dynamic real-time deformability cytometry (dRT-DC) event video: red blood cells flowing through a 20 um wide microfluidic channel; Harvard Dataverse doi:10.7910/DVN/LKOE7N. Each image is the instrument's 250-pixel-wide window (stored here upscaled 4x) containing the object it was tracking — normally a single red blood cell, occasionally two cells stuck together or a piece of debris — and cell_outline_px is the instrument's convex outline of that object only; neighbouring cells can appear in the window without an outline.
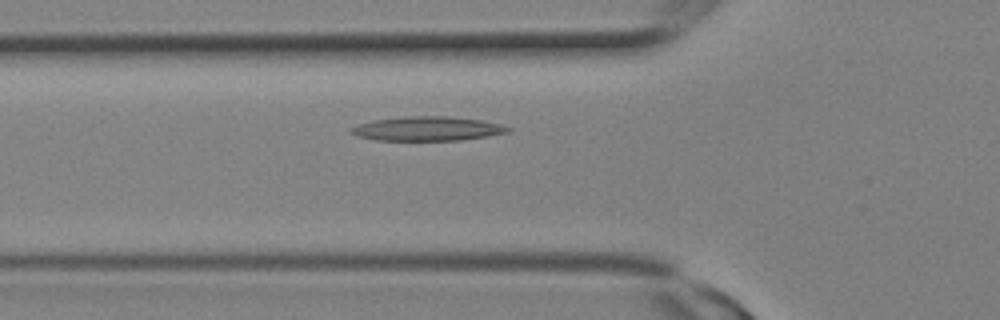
{"species": "Egyptian fruit bat (a non-hibernating species)", "species_latin": "Rousettus aegyptiacus", "temperature_condition": "room temperature", "stored_images_in_passage": 7, "camera_frame_rate_fps": 3000, "um_per_image_px": 0.085, "animal": {"sex": "female"}, "frame": {"image": 1, "passage_image": 2, "time_ms": 0.333, "image_size_px": [1000, 320], "cell_outline_px": [[512, 128], [508, 132], [488, 136], [460, 140], [376, 140], [356, 136], [348, 128], [372, 120], [404, 116], [448, 116], [480, 120], [500, 124]], "centroid_in_image_um": [36.31, 10.93], "position_along_channel_um": 89.5, "area_um2": 22.08}}
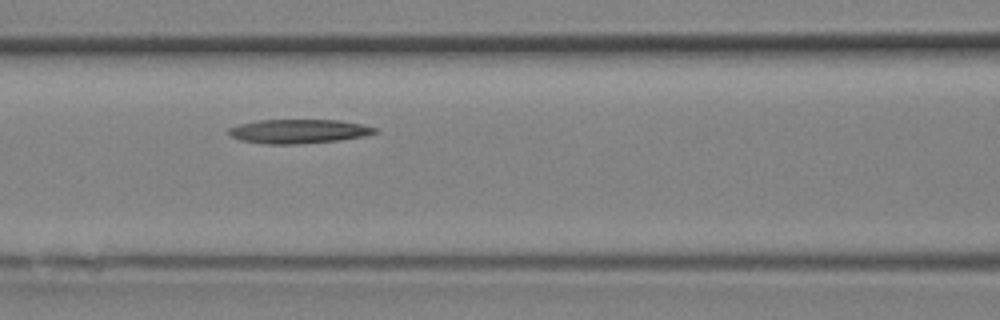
{"frame": {"image": 2, "passage_image": 4, "time_ms": 1.0, "image_size_px": [1000, 320], "cell_outline_px": [[380, 132], [364, 136], [340, 140], [296, 144], [264, 144], [240, 140], [232, 136], [228, 132], [228, 128], [240, 124], [256, 120], [340, 120], [364, 124], [376, 128]], "centroid_in_image_um": [25.41, 11.16], "position_along_channel_um": 141.2, "area_um2": 20.63}}
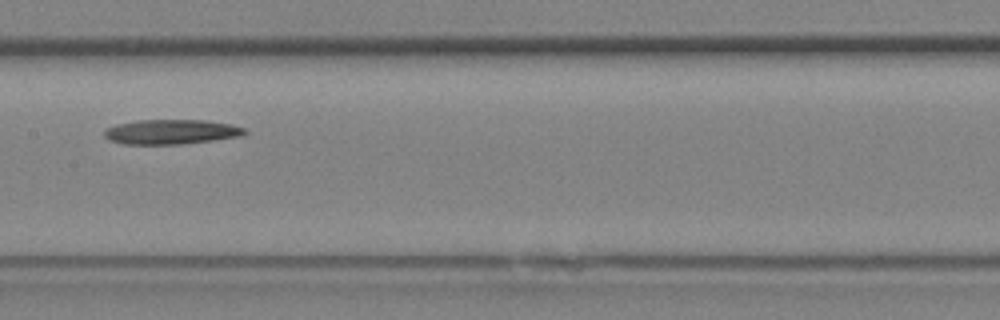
{"frame": {"image": 3, "passage_image": 6, "time_ms": 1.667, "image_size_px": [1000, 320], "cell_outline_px": [[248, 132], [244, 136], [180, 144], [124, 144], [108, 140], [104, 136], [104, 132], [108, 128], [116, 124], [136, 120], [204, 120], [228, 124], [244, 128]], "centroid_in_image_um": [14.54, 11.21], "position_along_channel_um": 192.9, "area_um2": 20.17}}